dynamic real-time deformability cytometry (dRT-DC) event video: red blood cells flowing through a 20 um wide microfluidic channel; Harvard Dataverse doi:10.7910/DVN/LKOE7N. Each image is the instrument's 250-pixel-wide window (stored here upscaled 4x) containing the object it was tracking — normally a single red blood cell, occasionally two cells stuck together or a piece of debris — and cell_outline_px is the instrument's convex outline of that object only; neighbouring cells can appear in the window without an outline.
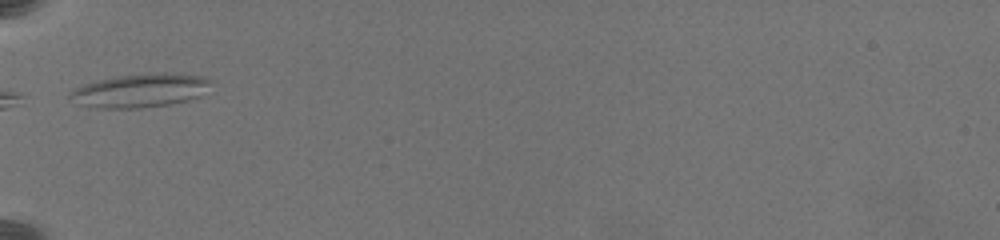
{"species": "common noctule bat (a hibernating species)", "species_latin": "Nyctalus noctula", "temperature_condition": "warm", "stored_images_in_passage": 36, "camera_frame_rate_fps": 3000, "um_per_image_px": 0.085, "animal": {"sex": "female", "body_mass_g": 19.5, "forearm_length_mm": 54.1}, "frame": {"image": 1, "passage_image": 1, "time_ms": 0.0, "image_size_px": [1000, 240], "cell_outline_px": [[212, 80], [200, 96], [188, 100], [168, 104], [140, 108], [92, 108], [80, 104], [68, 96], [76, 88], [84, 84], [116, 76], [144, 72], [180, 72], [200, 76]], "centroid_in_image_um": [11.94, 7.67], "position_along_channel_um": 73.1, "area_um2": 27.69}}